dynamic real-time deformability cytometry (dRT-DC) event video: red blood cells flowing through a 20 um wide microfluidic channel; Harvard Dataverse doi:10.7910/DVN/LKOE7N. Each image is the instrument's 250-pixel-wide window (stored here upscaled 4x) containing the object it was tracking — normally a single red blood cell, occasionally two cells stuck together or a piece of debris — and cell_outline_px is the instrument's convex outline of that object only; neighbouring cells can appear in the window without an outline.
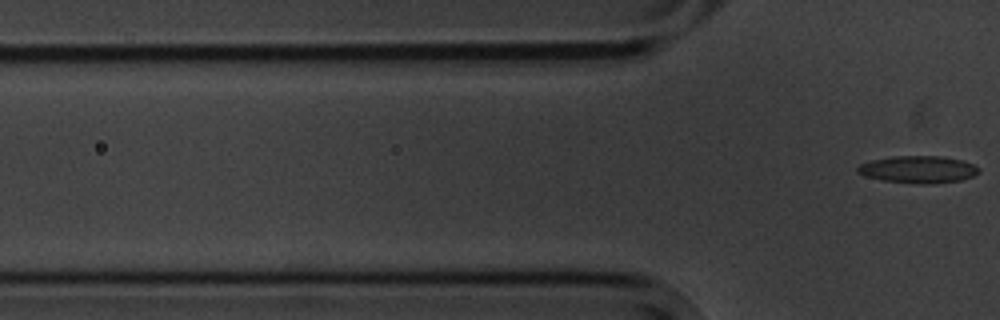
{"species": "common noctule bat (a hibernating species)", "species_latin": "Nyctalus noctula", "temperature_condition": "cold", "stored_images_in_passage": 7, "camera_frame_rate_fps": 3000, "um_per_image_px": 0.085, "animal": {"sex": "male", "body_mass_g": 20.1, "forearm_length_mm": 53.5}, "frame": {"image": 1, "passage_image": 7, "time_ms": 7.667, "image_size_px": [1000, 320], "cell_outline_px": [[980, 172], [972, 176], [960, 180], [932, 184], [920, 184], [880, 180], [864, 176], [856, 172], [856, 168], [860, 164], [872, 160], [896, 156], [940, 156], [964, 160], [980, 168]], "centroid_in_image_um": [78.04, 14.41], "position_along_channel_um": 47.8, "area_um2": 19.31}}